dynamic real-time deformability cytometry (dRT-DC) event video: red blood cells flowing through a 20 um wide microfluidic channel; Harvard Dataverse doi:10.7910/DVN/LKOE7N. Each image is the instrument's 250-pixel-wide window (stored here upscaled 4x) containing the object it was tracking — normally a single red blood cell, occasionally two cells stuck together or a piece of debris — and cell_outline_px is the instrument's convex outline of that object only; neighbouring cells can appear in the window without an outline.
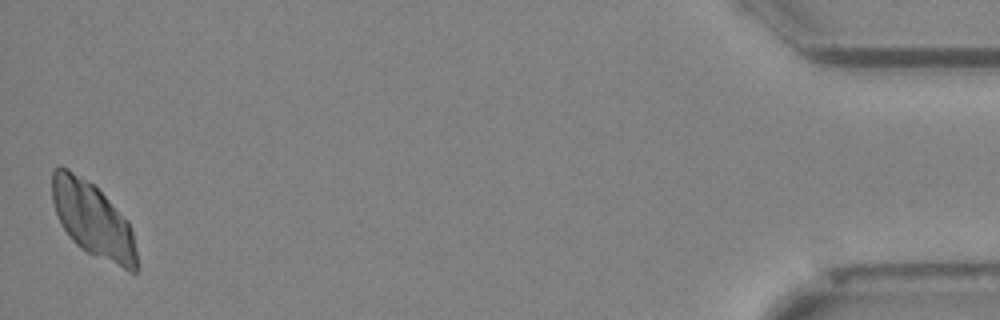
{"species": "Egyptian fruit bat (a non-hibernating species)", "species_latin": "Rousettus aegyptiacus", "temperature_condition": "cold", "stored_images_in_passage": 51, "camera_frame_rate_fps": 3000, "um_per_image_px": 0.085, "animal": {"sex": "female"}, "frame": {"image": 1, "passage_image": 51, "time_ms": 16.667, "image_size_px": [1000, 320], "cell_outline_px": [[136, 272], [128, 272], [80, 248], [72, 240], [60, 224], [52, 200], [52, 168], [60, 164], [68, 168], [92, 184], [128, 220], [132, 232], [136, 252]], "centroid_in_image_um": [7.86, 18.67], "position_along_channel_um": 427.3, "area_um2": 36.59}}